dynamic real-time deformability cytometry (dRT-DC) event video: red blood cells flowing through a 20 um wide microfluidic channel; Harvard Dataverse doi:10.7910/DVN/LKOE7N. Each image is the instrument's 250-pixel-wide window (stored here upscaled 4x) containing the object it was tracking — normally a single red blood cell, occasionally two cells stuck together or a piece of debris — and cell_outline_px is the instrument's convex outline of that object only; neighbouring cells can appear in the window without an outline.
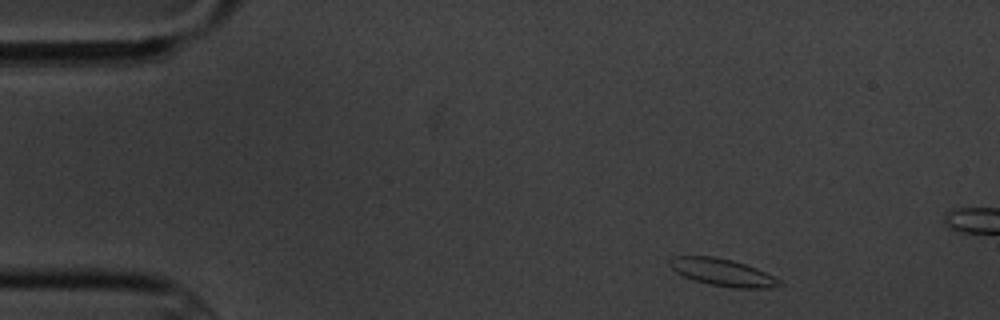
{"species": "common noctule bat (a hibernating species)", "species_latin": "Nyctalus noctula", "temperature_condition": "cold", "stored_images_in_passage": 4, "camera_frame_rate_fps": 3000, "um_per_image_px": 0.085, "animal": {"sex": "male", "body_mass_g": 20.1, "forearm_length_mm": 53.5}, "frame": {"image": 1, "passage_image": 1, "time_ms": 0.0, "image_size_px": [1000, 320], "cell_outline_px": [[784, 284], [768, 288], [732, 288], [708, 284], [684, 276], [676, 272], [668, 264], [668, 260], [672, 256], [716, 256], [732, 260], [756, 268], [780, 280]], "centroid_in_image_um": [61.39, 23.14], "position_along_channel_um": 23.6, "area_um2": 17.34}}